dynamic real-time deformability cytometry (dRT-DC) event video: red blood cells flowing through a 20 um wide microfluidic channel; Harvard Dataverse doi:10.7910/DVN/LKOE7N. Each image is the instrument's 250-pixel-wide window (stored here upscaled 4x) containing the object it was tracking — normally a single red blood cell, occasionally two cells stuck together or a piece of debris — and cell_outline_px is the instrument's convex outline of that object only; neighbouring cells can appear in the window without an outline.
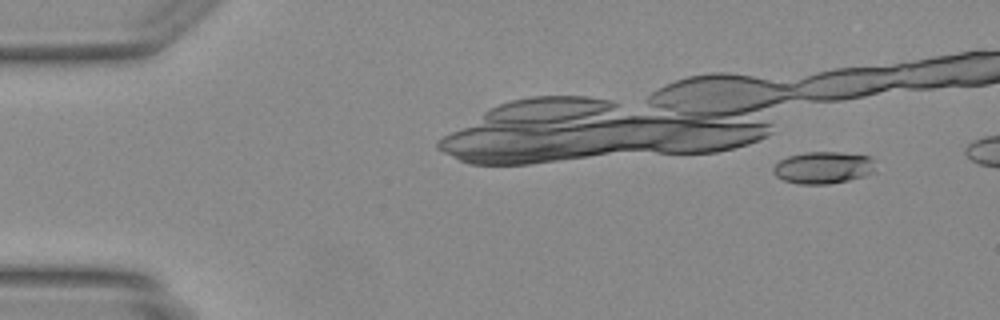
{"species": "Egyptian fruit bat (a non-hibernating species)", "species_latin": "Rousettus aegyptiacus", "temperature_condition": "warm", "stored_images_in_passage": 14, "camera_frame_rate_fps": 3000, "um_per_image_px": 0.085, "animal": {"sex": "female"}, "frame": {"image": 1, "passage_image": 5, "time_ms": 1.333, "image_size_px": [1000, 320], "cell_outline_px": [[876, 172], [864, 176], [848, 180], [828, 184], [800, 184], [784, 180], [776, 176], [772, 172], [772, 168], [780, 160], [788, 156], [804, 152], [840, 152], [872, 156]], "centroid_in_image_um": [70.0, 14.24], "position_along_channel_um": 15.0, "area_um2": 19.25}}